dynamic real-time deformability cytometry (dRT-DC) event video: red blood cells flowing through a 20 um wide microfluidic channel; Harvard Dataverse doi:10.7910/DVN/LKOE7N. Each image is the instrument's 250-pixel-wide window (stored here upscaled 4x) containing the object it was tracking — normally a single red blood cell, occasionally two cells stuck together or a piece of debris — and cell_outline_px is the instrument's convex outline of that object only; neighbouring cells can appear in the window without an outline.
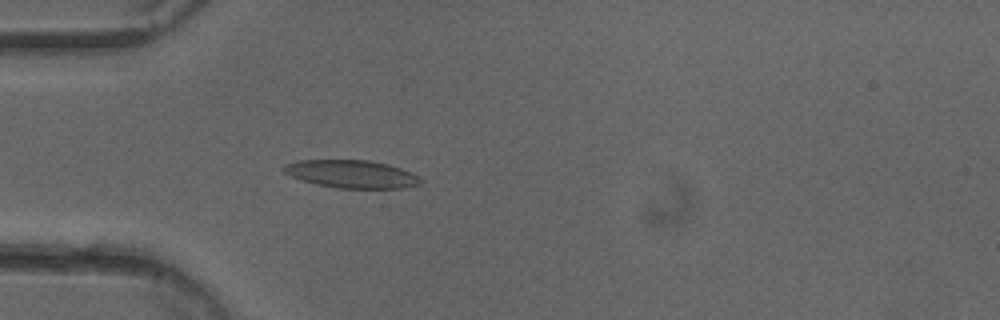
{"species": "common noctule bat (a hibernating species)", "species_latin": "Nyctalus noctula", "temperature_condition": "cold", "stored_images_in_passage": 45, "camera_frame_rate_fps": 3000, "um_per_image_px": 0.085, "animal": {"sex": "female"}, "frame": {"image": 1, "passage_image": 9, "time_ms": 2.667, "image_size_px": [1000, 320], "cell_outline_px": [[424, 180], [420, 184], [404, 188], [336, 188], [316, 184], [300, 180], [284, 172], [284, 164], [296, 160], [368, 160], [388, 164], [412, 172], [420, 176]], "centroid_in_image_um": [29.92, 14.79], "position_along_channel_um": 55.1, "area_um2": 22.37}}
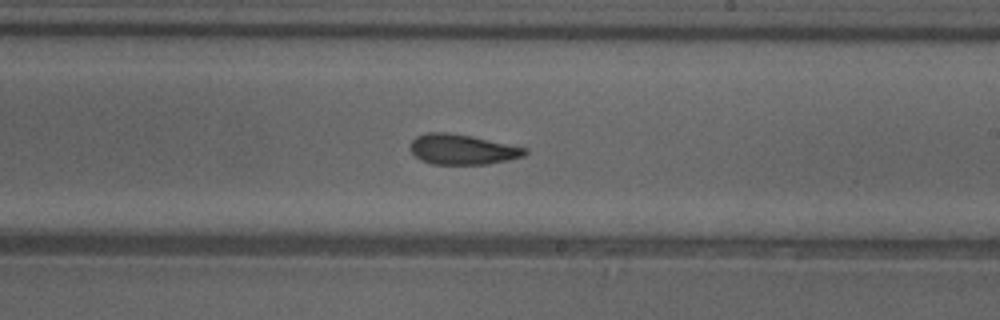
{"frame": {"image": 2, "passage_image": 24, "time_ms": 7.667, "image_size_px": [1000, 320], "cell_outline_px": [[528, 152], [524, 156], [508, 160], [488, 164], [432, 164], [420, 160], [408, 148], [412, 140], [416, 136], [428, 132], [448, 132], [472, 136], [528, 148]], "centroid_in_image_um": [39.29, 12.69], "position_along_channel_um": 249.7, "area_um2": 20.35}}
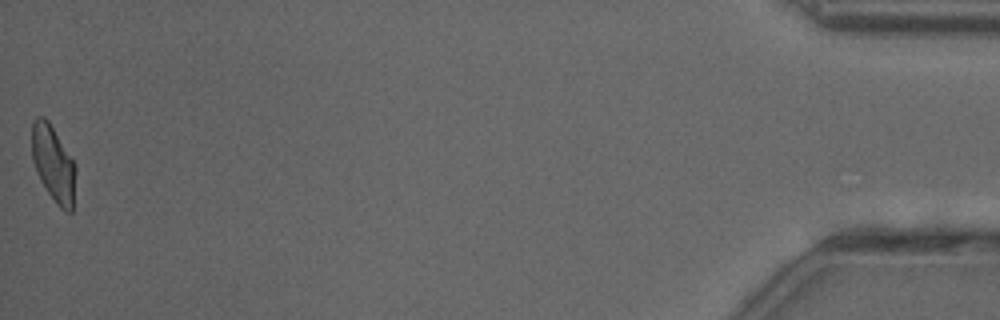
{"frame": {"image": 3, "passage_image": 45, "time_ms": 14.667, "image_size_px": [1000, 320], "cell_outline_px": [[76, 172], [72, 212], [64, 212], [56, 204], [40, 180], [36, 172], [32, 160], [32, 124], [36, 116], [44, 116], [48, 120], [72, 160], [76, 168]], "centroid_in_image_um": [4.52, 13.94], "position_along_channel_um": 430.7, "area_um2": 19.31}, "authors_computed_cell_mechanics": {"area_um2": 20.519, "velocity_mm_per_s": 4.0216, "shape_relaxation_time_tau1_ms": 6.831, "shape_relaxation_time_tau2_ms": 2.6988, "deformation_change_tau1": 0.1619, "deformation_change_tau2": 0.1074}}